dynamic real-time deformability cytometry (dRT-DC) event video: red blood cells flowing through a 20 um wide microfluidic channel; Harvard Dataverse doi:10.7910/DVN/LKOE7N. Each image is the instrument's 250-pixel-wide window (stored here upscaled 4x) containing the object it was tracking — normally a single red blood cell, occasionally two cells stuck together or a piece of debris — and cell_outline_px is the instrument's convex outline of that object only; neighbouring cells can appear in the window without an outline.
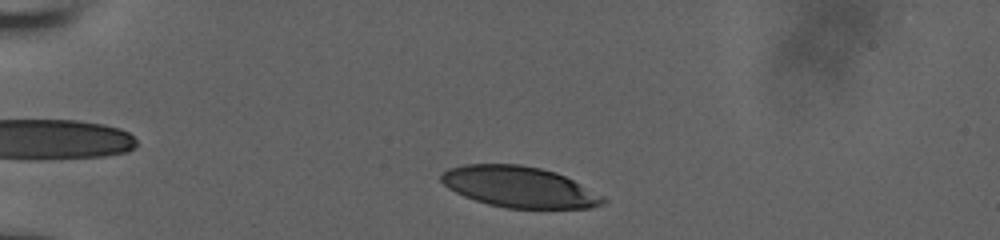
{"species": "human", "species_latin": "Homo sapiens", "temperature_condition": "room temperature", "stored_images_in_passage": 36, "camera_frame_rate_fps": 3000, "um_per_image_px": 0.085, "donor": {"sex": "male"}, "frame": {"image": 1, "passage_image": 3, "time_ms": 0.667, "image_size_px": [1000, 240], "cell_outline_px": [[608, 200], [604, 204], [592, 208], [504, 208], [488, 204], [464, 196], [448, 188], [440, 180], [440, 176], [448, 168], [464, 164], [520, 164], [540, 168], [556, 172], [604, 196]], "centroid_in_image_um": [44.14, 15.89], "position_along_channel_um": 40.9, "area_um2": 38.61}}
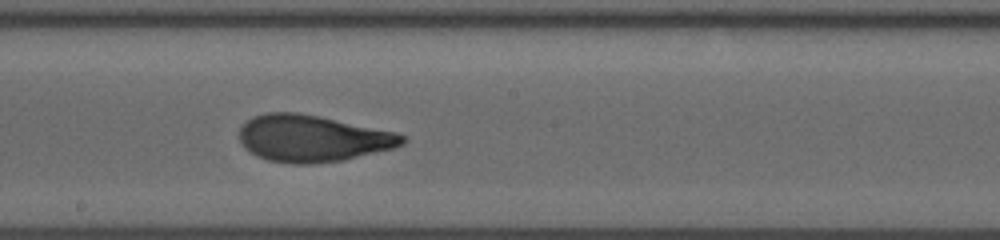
{"frame": {"image": 2, "passage_image": 21, "time_ms": 6.667, "image_size_px": [1000, 240], "cell_outline_px": [[408, 140], [404, 144], [392, 148], [344, 160], [312, 164], [292, 164], [268, 160], [256, 156], [248, 152], [244, 148], [240, 140], [240, 124], [252, 116], [264, 112], [296, 112], [320, 116], [396, 132], [404, 136]], "centroid_in_image_um": [26.52, 11.76], "position_along_channel_um": 221.7, "area_um2": 44.74}}
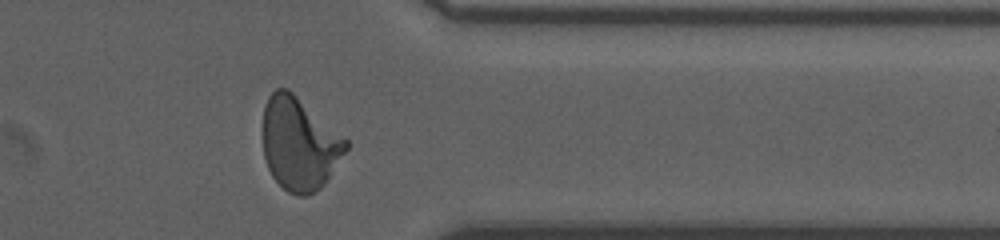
{"frame": {"image": 3, "passage_image": 34, "time_ms": 11.0, "image_size_px": [1000, 240], "cell_outline_px": [[348, 148], [324, 184], [320, 188], [308, 196], [296, 196], [288, 192], [272, 176], [268, 168], [264, 156], [260, 132], [264, 108], [268, 96], [276, 88], [288, 88], [348, 140]], "centroid_in_image_um": [25.4, 12.21], "position_along_channel_um": 386.0, "area_um2": 45.32}, "authors_computed_cell_mechanics": {"area_um2": 43.5812, "velocity_mm_per_s": 3.926, "shape_relaxation_time_tau1_ms": 5.0805, "shape_relaxation_time_tau2_ms": 0.8492, "deformation_change_tau1": 0.2194, "deformation_change_tau2": 0.0786}}